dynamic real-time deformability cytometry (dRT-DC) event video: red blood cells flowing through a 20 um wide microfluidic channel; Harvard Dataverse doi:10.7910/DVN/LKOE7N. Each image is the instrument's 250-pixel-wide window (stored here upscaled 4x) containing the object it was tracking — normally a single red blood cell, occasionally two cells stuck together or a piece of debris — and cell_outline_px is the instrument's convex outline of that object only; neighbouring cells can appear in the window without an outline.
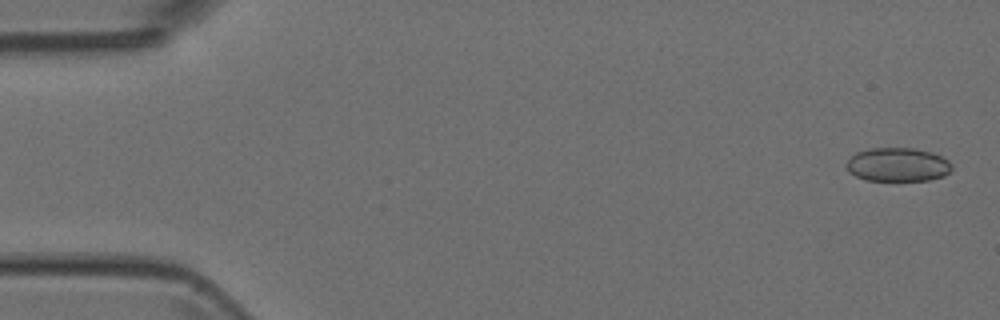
{"species": "Egyptian fruit bat (a non-hibernating species)", "species_latin": "Rousettus aegyptiacus", "temperature_condition": "room temperature", "stored_images_in_passage": 7, "camera_frame_rate_fps": 3000, "um_per_image_px": 0.085, "animal": {"sex": "female"}, "frame": {"image": 1, "passage_image": 2, "time_ms": 0.333, "image_size_px": [1000, 320], "cell_outline_px": [[952, 168], [944, 176], [928, 180], [868, 180], [856, 176], [848, 172], [844, 164], [856, 152], [868, 148], [916, 148], [932, 152], [948, 160], [952, 164]], "centroid_in_image_um": [76.29, 13.98], "position_along_channel_um": 8.7, "area_um2": 20.81}}